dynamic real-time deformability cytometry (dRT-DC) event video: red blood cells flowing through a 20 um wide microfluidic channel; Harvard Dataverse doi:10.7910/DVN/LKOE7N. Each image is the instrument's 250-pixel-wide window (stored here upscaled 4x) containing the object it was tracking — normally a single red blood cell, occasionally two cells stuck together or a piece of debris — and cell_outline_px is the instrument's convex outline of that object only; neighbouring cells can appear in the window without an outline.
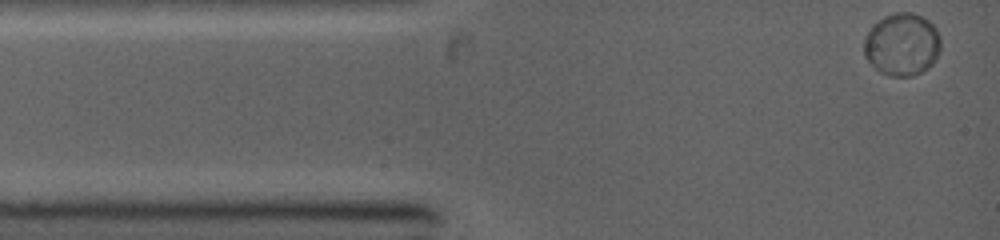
{"species": "common noctule bat (a hibernating species)", "species_latin": "Nyctalus noctula", "temperature_condition": "warm", "stored_images_in_passage": 31, "camera_frame_rate_fps": 5000, "um_per_image_px": 0.085, "animal": {"sex": "female", "body_mass_g": 19.0, "forearm_length_mm": 53.3}, "frame": {"image": 1, "passage_image": 1, "time_ms": 0.0, "image_size_px": [1000, 240], "cell_outline_px": [[940, 48], [932, 64], [928, 68], [912, 76], [888, 76], [880, 72], [864, 56], [864, 40], [872, 24], [884, 16], [896, 12], [912, 12], [928, 20], [936, 28], [940, 36]], "centroid_in_image_um": [76.66, 3.77], "position_along_channel_um": 8.3, "area_um2": 27.98}}
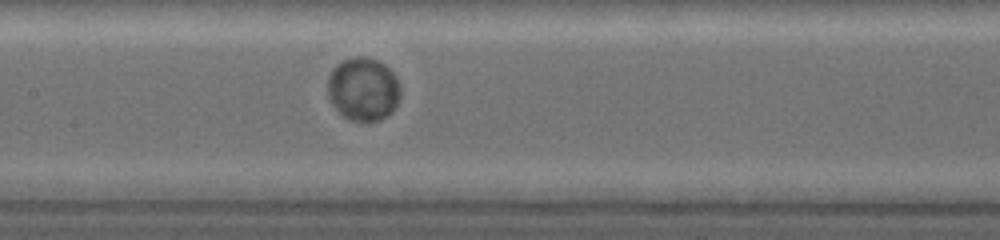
{"frame": {"image": 2, "passage_image": 16, "time_ms": 5.0, "image_size_px": [1000, 240], "cell_outline_px": [[400, 96], [396, 104], [380, 120], [352, 120], [344, 116], [336, 108], [328, 96], [328, 76], [332, 68], [336, 64], [344, 60], [360, 56], [376, 60], [384, 64], [396, 76], [400, 88]], "centroid_in_image_um": [30.85, 7.54], "position_along_channel_um": 176.5, "area_um2": 26.3}}
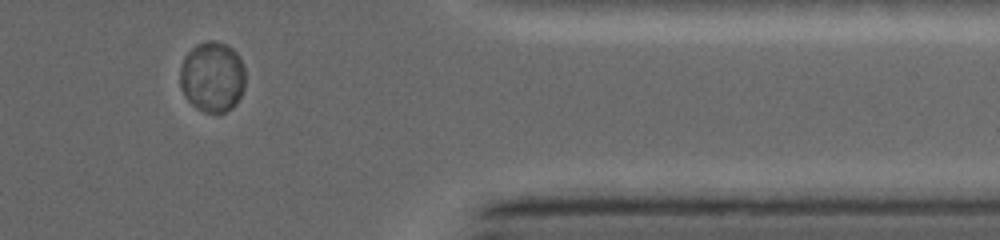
{"frame": {"image": 3, "passage_image": 31, "time_ms": 10.2, "image_size_px": [1000, 240], "cell_outline_px": [[244, 88], [236, 104], [232, 108], [224, 112], [204, 112], [196, 108], [188, 100], [180, 88], [180, 68], [184, 56], [196, 44], [208, 40], [216, 40], [232, 48], [236, 52], [244, 68]], "centroid_in_image_um": [18.03, 6.52], "position_along_channel_um": 393.4, "area_um2": 26.88}}